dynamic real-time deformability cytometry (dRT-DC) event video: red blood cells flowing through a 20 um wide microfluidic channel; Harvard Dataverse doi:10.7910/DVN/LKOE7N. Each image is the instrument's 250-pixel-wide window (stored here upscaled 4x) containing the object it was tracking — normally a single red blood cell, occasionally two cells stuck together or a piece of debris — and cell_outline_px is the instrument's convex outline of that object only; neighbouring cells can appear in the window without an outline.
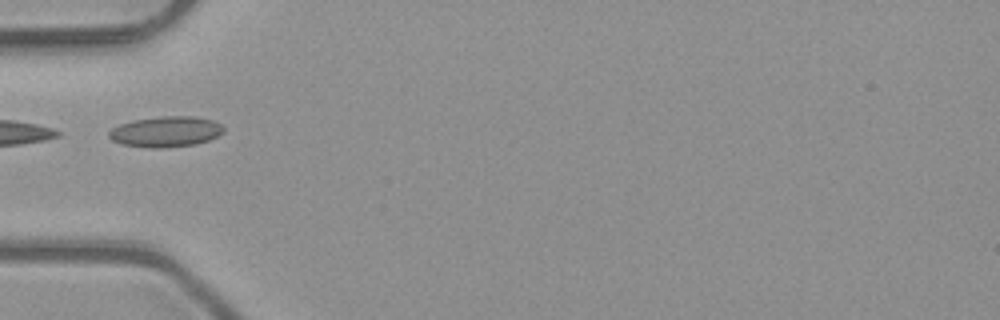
{"species": "common noctule bat (a hibernating species)", "species_latin": "Nyctalus noctula", "temperature_condition": "room temperature", "stored_images_in_passage": 3, "camera_frame_rate_fps": 3000, "um_per_image_px": 0.085, "animal": {"sex": "male", "body_mass_g": 23.1, "forearm_length_mm": 52.7}, "frame": {"image": 1, "passage_image": 3, "time_ms": 0.667, "image_size_px": [1000, 320], "cell_outline_px": [[224, 132], [208, 140], [196, 144], [160, 148], [152, 148], [124, 144], [112, 140], [108, 136], [108, 132], [112, 128], [120, 124], [132, 120], [160, 116], [196, 116], [212, 120], [220, 124], [224, 128]], "centroid_in_image_um": [14.09, 11.18], "position_along_channel_um": 70.9, "area_um2": 20.4}}